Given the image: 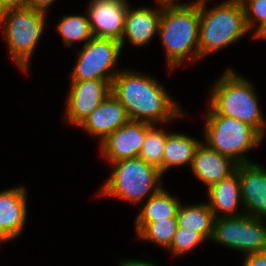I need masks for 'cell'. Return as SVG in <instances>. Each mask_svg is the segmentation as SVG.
Listing matches in <instances>:
<instances>
[{
	"instance_id": "44dd1931",
	"label": "cell",
	"mask_w": 266,
	"mask_h": 266,
	"mask_svg": "<svg viewBox=\"0 0 266 266\" xmlns=\"http://www.w3.org/2000/svg\"><path fill=\"white\" fill-rule=\"evenodd\" d=\"M146 205L139 213L136 222H154L176 217L180 203L163 188L156 194L148 195Z\"/></svg>"
},
{
	"instance_id": "d4e9b609",
	"label": "cell",
	"mask_w": 266,
	"mask_h": 266,
	"mask_svg": "<svg viewBox=\"0 0 266 266\" xmlns=\"http://www.w3.org/2000/svg\"><path fill=\"white\" fill-rule=\"evenodd\" d=\"M202 240H205V238L197 231L178 227L168 249L178 255L189 251Z\"/></svg>"
},
{
	"instance_id": "1f68e13d",
	"label": "cell",
	"mask_w": 266,
	"mask_h": 266,
	"mask_svg": "<svg viewBox=\"0 0 266 266\" xmlns=\"http://www.w3.org/2000/svg\"><path fill=\"white\" fill-rule=\"evenodd\" d=\"M159 3H161L163 6L165 5H174V3L172 2V0H157ZM204 0H197L196 3H193V5H199L200 3H202Z\"/></svg>"
},
{
	"instance_id": "4fadbf2b",
	"label": "cell",
	"mask_w": 266,
	"mask_h": 266,
	"mask_svg": "<svg viewBox=\"0 0 266 266\" xmlns=\"http://www.w3.org/2000/svg\"><path fill=\"white\" fill-rule=\"evenodd\" d=\"M236 171L241 183L242 202L250 209L244 214L256 218L266 216V170L250 162L238 164Z\"/></svg>"
},
{
	"instance_id": "52a82bcc",
	"label": "cell",
	"mask_w": 266,
	"mask_h": 266,
	"mask_svg": "<svg viewBox=\"0 0 266 266\" xmlns=\"http://www.w3.org/2000/svg\"><path fill=\"white\" fill-rule=\"evenodd\" d=\"M45 12L24 7L0 14V24L5 26V37L14 62L23 71L35 49L45 24Z\"/></svg>"
},
{
	"instance_id": "ba28073f",
	"label": "cell",
	"mask_w": 266,
	"mask_h": 266,
	"mask_svg": "<svg viewBox=\"0 0 266 266\" xmlns=\"http://www.w3.org/2000/svg\"><path fill=\"white\" fill-rule=\"evenodd\" d=\"M211 239L247 255L266 251V228L261 218L248 214L215 218Z\"/></svg>"
},
{
	"instance_id": "e0dca14e",
	"label": "cell",
	"mask_w": 266,
	"mask_h": 266,
	"mask_svg": "<svg viewBox=\"0 0 266 266\" xmlns=\"http://www.w3.org/2000/svg\"><path fill=\"white\" fill-rule=\"evenodd\" d=\"M162 9L155 11L150 8H127L121 48L127 36L129 42L137 46L145 45L159 31Z\"/></svg>"
},
{
	"instance_id": "2e32d148",
	"label": "cell",
	"mask_w": 266,
	"mask_h": 266,
	"mask_svg": "<svg viewBox=\"0 0 266 266\" xmlns=\"http://www.w3.org/2000/svg\"><path fill=\"white\" fill-rule=\"evenodd\" d=\"M237 163L218 151L200 144L196 149L191 168L194 174L207 185H212L227 178L236 171Z\"/></svg>"
},
{
	"instance_id": "484cf974",
	"label": "cell",
	"mask_w": 266,
	"mask_h": 266,
	"mask_svg": "<svg viewBox=\"0 0 266 266\" xmlns=\"http://www.w3.org/2000/svg\"><path fill=\"white\" fill-rule=\"evenodd\" d=\"M241 2L244 7L248 29L250 30L255 26L254 20L260 21L261 25L266 19V0H241ZM250 14H253V17Z\"/></svg>"
},
{
	"instance_id": "9c48e42d",
	"label": "cell",
	"mask_w": 266,
	"mask_h": 266,
	"mask_svg": "<svg viewBox=\"0 0 266 266\" xmlns=\"http://www.w3.org/2000/svg\"><path fill=\"white\" fill-rule=\"evenodd\" d=\"M121 49L118 40L93 36L84 43L73 69L71 81L107 80L112 84L118 72L108 74L107 71L109 72L116 64Z\"/></svg>"
},
{
	"instance_id": "4dcf8cb0",
	"label": "cell",
	"mask_w": 266,
	"mask_h": 266,
	"mask_svg": "<svg viewBox=\"0 0 266 266\" xmlns=\"http://www.w3.org/2000/svg\"><path fill=\"white\" fill-rule=\"evenodd\" d=\"M254 35H255V38L261 37V38L266 39V19L262 22L261 25H259Z\"/></svg>"
},
{
	"instance_id": "ffe728a7",
	"label": "cell",
	"mask_w": 266,
	"mask_h": 266,
	"mask_svg": "<svg viewBox=\"0 0 266 266\" xmlns=\"http://www.w3.org/2000/svg\"><path fill=\"white\" fill-rule=\"evenodd\" d=\"M178 227L195 230L205 239L212 238L215 217L208 204L182 206L177 211Z\"/></svg>"
},
{
	"instance_id": "5bb4252c",
	"label": "cell",
	"mask_w": 266,
	"mask_h": 266,
	"mask_svg": "<svg viewBox=\"0 0 266 266\" xmlns=\"http://www.w3.org/2000/svg\"><path fill=\"white\" fill-rule=\"evenodd\" d=\"M124 106L111 92L108 97L84 120L80 127L100 136L101 142L129 121Z\"/></svg>"
},
{
	"instance_id": "83f0119b",
	"label": "cell",
	"mask_w": 266,
	"mask_h": 266,
	"mask_svg": "<svg viewBox=\"0 0 266 266\" xmlns=\"http://www.w3.org/2000/svg\"><path fill=\"white\" fill-rule=\"evenodd\" d=\"M26 7V0H0V14L12 10Z\"/></svg>"
},
{
	"instance_id": "7a4b0ae2",
	"label": "cell",
	"mask_w": 266,
	"mask_h": 266,
	"mask_svg": "<svg viewBox=\"0 0 266 266\" xmlns=\"http://www.w3.org/2000/svg\"><path fill=\"white\" fill-rule=\"evenodd\" d=\"M199 24L200 4L163 6L158 32L171 70L181 64L194 47L192 56L199 58Z\"/></svg>"
},
{
	"instance_id": "d6986e66",
	"label": "cell",
	"mask_w": 266,
	"mask_h": 266,
	"mask_svg": "<svg viewBox=\"0 0 266 266\" xmlns=\"http://www.w3.org/2000/svg\"><path fill=\"white\" fill-rule=\"evenodd\" d=\"M201 143L184 134H167L162 160V174L171 166L192 164L196 149Z\"/></svg>"
},
{
	"instance_id": "7c38bea8",
	"label": "cell",
	"mask_w": 266,
	"mask_h": 266,
	"mask_svg": "<svg viewBox=\"0 0 266 266\" xmlns=\"http://www.w3.org/2000/svg\"><path fill=\"white\" fill-rule=\"evenodd\" d=\"M127 8L125 0H92L88 17L93 36L121 41Z\"/></svg>"
},
{
	"instance_id": "3957f363",
	"label": "cell",
	"mask_w": 266,
	"mask_h": 266,
	"mask_svg": "<svg viewBox=\"0 0 266 266\" xmlns=\"http://www.w3.org/2000/svg\"><path fill=\"white\" fill-rule=\"evenodd\" d=\"M200 3L199 58L236 42L248 32L241 0H228L210 11Z\"/></svg>"
},
{
	"instance_id": "cb8c5ba5",
	"label": "cell",
	"mask_w": 266,
	"mask_h": 266,
	"mask_svg": "<svg viewBox=\"0 0 266 266\" xmlns=\"http://www.w3.org/2000/svg\"><path fill=\"white\" fill-rule=\"evenodd\" d=\"M154 126L146 133L139 157L162 173V160L167 134L162 129H154Z\"/></svg>"
},
{
	"instance_id": "4316f807",
	"label": "cell",
	"mask_w": 266,
	"mask_h": 266,
	"mask_svg": "<svg viewBox=\"0 0 266 266\" xmlns=\"http://www.w3.org/2000/svg\"><path fill=\"white\" fill-rule=\"evenodd\" d=\"M244 266H266V251L247 255Z\"/></svg>"
},
{
	"instance_id": "ac0fdd59",
	"label": "cell",
	"mask_w": 266,
	"mask_h": 266,
	"mask_svg": "<svg viewBox=\"0 0 266 266\" xmlns=\"http://www.w3.org/2000/svg\"><path fill=\"white\" fill-rule=\"evenodd\" d=\"M207 191L210 198L208 205L215 218L217 217V210L232 213L235 208L237 209L238 203L242 202L239 173L235 171L227 178L212 185Z\"/></svg>"
},
{
	"instance_id": "8fae6325",
	"label": "cell",
	"mask_w": 266,
	"mask_h": 266,
	"mask_svg": "<svg viewBox=\"0 0 266 266\" xmlns=\"http://www.w3.org/2000/svg\"><path fill=\"white\" fill-rule=\"evenodd\" d=\"M153 125L129 120L100 143L103 155L110 162L139 157L146 133Z\"/></svg>"
},
{
	"instance_id": "30bf717a",
	"label": "cell",
	"mask_w": 266,
	"mask_h": 266,
	"mask_svg": "<svg viewBox=\"0 0 266 266\" xmlns=\"http://www.w3.org/2000/svg\"><path fill=\"white\" fill-rule=\"evenodd\" d=\"M111 90L112 84L107 80L71 81L67 98V120L80 126L108 97Z\"/></svg>"
},
{
	"instance_id": "7402d4cb",
	"label": "cell",
	"mask_w": 266,
	"mask_h": 266,
	"mask_svg": "<svg viewBox=\"0 0 266 266\" xmlns=\"http://www.w3.org/2000/svg\"><path fill=\"white\" fill-rule=\"evenodd\" d=\"M177 218H166L154 222H136L137 234L142 239H147L168 248L177 231Z\"/></svg>"
},
{
	"instance_id": "277c9868",
	"label": "cell",
	"mask_w": 266,
	"mask_h": 266,
	"mask_svg": "<svg viewBox=\"0 0 266 266\" xmlns=\"http://www.w3.org/2000/svg\"><path fill=\"white\" fill-rule=\"evenodd\" d=\"M253 86L231 69L216 82L211 94L210 107L219 115L247 123L264 135L265 119L258 108Z\"/></svg>"
},
{
	"instance_id": "f546056e",
	"label": "cell",
	"mask_w": 266,
	"mask_h": 266,
	"mask_svg": "<svg viewBox=\"0 0 266 266\" xmlns=\"http://www.w3.org/2000/svg\"><path fill=\"white\" fill-rule=\"evenodd\" d=\"M120 266H157V265L137 260H128L121 262Z\"/></svg>"
},
{
	"instance_id": "9a60e30c",
	"label": "cell",
	"mask_w": 266,
	"mask_h": 266,
	"mask_svg": "<svg viewBox=\"0 0 266 266\" xmlns=\"http://www.w3.org/2000/svg\"><path fill=\"white\" fill-rule=\"evenodd\" d=\"M26 192L24 187L0 192V241L18 236L26 219Z\"/></svg>"
},
{
	"instance_id": "5b68a950",
	"label": "cell",
	"mask_w": 266,
	"mask_h": 266,
	"mask_svg": "<svg viewBox=\"0 0 266 266\" xmlns=\"http://www.w3.org/2000/svg\"><path fill=\"white\" fill-rule=\"evenodd\" d=\"M206 119L207 146L231 158L237 164L250 163L244 157V153L259 144L263 139L262 135L249 124L219 115L212 108L208 111Z\"/></svg>"
},
{
	"instance_id": "8992f818",
	"label": "cell",
	"mask_w": 266,
	"mask_h": 266,
	"mask_svg": "<svg viewBox=\"0 0 266 266\" xmlns=\"http://www.w3.org/2000/svg\"><path fill=\"white\" fill-rule=\"evenodd\" d=\"M111 163L116 168L105 182L100 194L116 196L137 203L149 191L152 190L151 193L156 194L162 189L157 184L162 173L140 157Z\"/></svg>"
},
{
	"instance_id": "603a6c76",
	"label": "cell",
	"mask_w": 266,
	"mask_h": 266,
	"mask_svg": "<svg viewBox=\"0 0 266 266\" xmlns=\"http://www.w3.org/2000/svg\"><path fill=\"white\" fill-rule=\"evenodd\" d=\"M57 31L67 46H71L74 41L86 40L88 42L93 37L89 17L85 16L67 15L63 17L57 26Z\"/></svg>"
},
{
	"instance_id": "6da1fadb",
	"label": "cell",
	"mask_w": 266,
	"mask_h": 266,
	"mask_svg": "<svg viewBox=\"0 0 266 266\" xmlns=\"http://www.w3.org/2000/svg\"><path fill=\"white\" fill-rule=\"evenodd\" d=\"M111 92L124 106L130 120L155 124L168 122L183 114L163 86L149 76L118 72L113 79Z\"/></svg>"
},
{
	"instance_id": "f1b7e54d",
	"label": "cell",
	"mask_w": 266,
	"mask_h": 266,
	"mask_svg": "<svg viewBox=\"0 0 266 266\" xmlns=\"http://www.w3.org/2000/svg\"><path fill=\"white\" fill-rule=\"evenodd\" d=\"M54 1L55 0H26V7L45 12L47 7Z\"/></svg>"
}]
</instances>
